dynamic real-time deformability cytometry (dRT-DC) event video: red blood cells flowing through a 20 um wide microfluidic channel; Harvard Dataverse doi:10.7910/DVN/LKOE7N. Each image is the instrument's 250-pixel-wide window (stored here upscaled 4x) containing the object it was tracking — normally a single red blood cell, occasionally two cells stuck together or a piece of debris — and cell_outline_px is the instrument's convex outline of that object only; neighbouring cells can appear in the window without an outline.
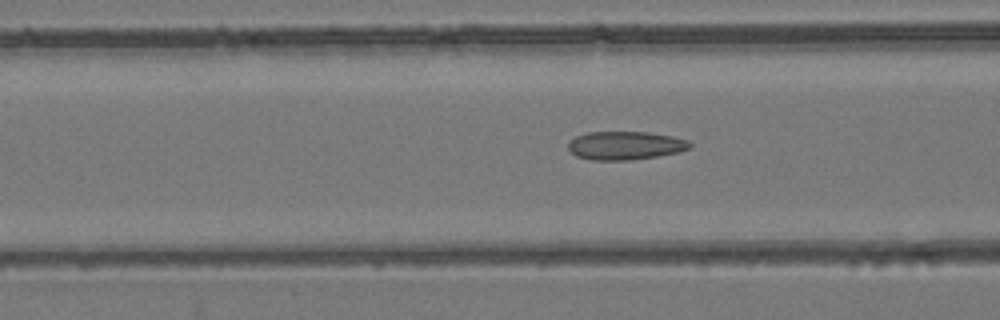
{"species": "common noctule bat (a hibernating species)", "species_latin": "Nyctalus noctula", "temperature_condition": "room temperature", "stored_images_in_passage": 44, "camera_frame_rate_fps": 3000, "um_per_image_px": 0.085, "animal": {"sex": "female", "body_mass_g": 24.6, "forearm_length_mm": 56.2}, "frame": {"image": 1, "passage_image": 11, "time_ms": 3.333, "image_size_px": [1000, 320], "cell_outline_px": [[692, 144], [688, 148], [680, 152], [656, 156], [628, 160], [592, 160], [576, 156], [568, 148], [568, 144], [576, 136], [588, 132], [648, 132], [672, 136], [688, 140]], "centroid_in_image_um": [53.15, 12.36], "position_along_channel_um": 113.4, "area_um2": 20.0}}
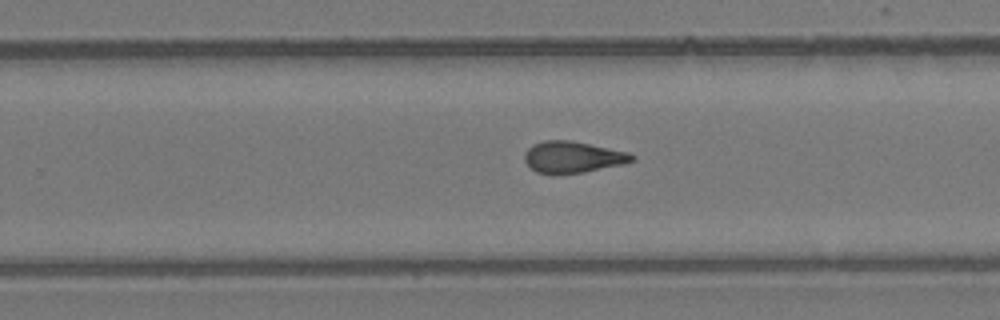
{"frame": {"image": 2, "passage_image": 24, "time_ms": 7.667, "image_size_px": [1000, 320], "cell_outline_px": [[636, 160], [624, 164], [584, 172], [556, 176], [552, 176], [536, 172], [524, 160], [524, 152], [532, 144], [544, 140], [572, 140], [628, 152], [636, 156]], "centroid_in_image_um": [48.67, 13.37], "position_along_channel_um": 281.1, "area_um2": 20.23}}
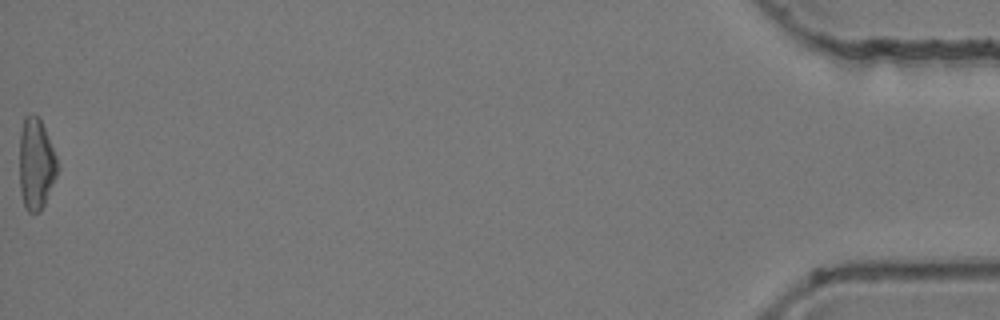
{"frame": {"image": 3, "passage_image": 44, "time_ms": 14.333, "image_size_px": [1000, 320], "cell_outline_px": [[60, 168], [44, 204], [40, 212], [28, 212], [24, 208], [20, 192], [20, 132], [24, 116], [28, 112], [32, 112], [40, 116], [56, 156]], "centroid_in_image_um": [3.06, 13.89], "position_along_channel_um": 432.1, "area_um2": 20.63}, "authors_computed_cell_mechanics": {"area_um2": 19.8832, "velocity_mm_per_s": 3.8679, "shape_relaxation_time_tau1_ms": null, "shape_relaxation_time_tau2_ms": 2.0735, "deformation_change_tau1": null, "deformation_change_tau2": 0.1016}}